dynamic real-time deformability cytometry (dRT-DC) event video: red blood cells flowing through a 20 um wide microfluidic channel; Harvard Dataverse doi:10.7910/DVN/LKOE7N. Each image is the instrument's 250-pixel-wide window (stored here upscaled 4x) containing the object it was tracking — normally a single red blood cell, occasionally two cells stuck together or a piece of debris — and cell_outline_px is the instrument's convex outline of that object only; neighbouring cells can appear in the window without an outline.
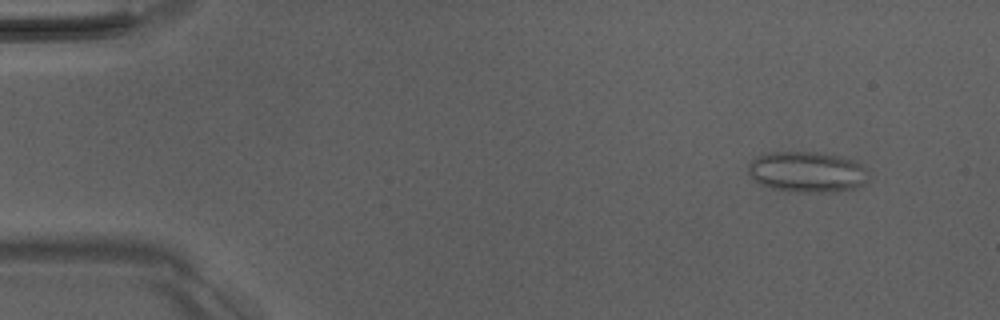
{"species": "Egyptian fruit bat (a non-hibernating species)", "species_latin": "Rousettus aegyptiacus", "temperature_condition": "room temperature", "stored_images_in_passage": 4, "camera_frame_rate_fps": 3000, "um_per_image_px": 0.085, "animal": {"sex": "male"}, "frame": {"image": 1, "passage_image": 1, "time_ms": 0.0, "image_size_px": [1000, 320], "cell_outline_px": [[868, 180], [864, 184], [856, 188], [836, 192], [788, 192], [772, 188], [760, 184], [752, 180], [748, 172], [748, 164], [756, 156], [768, 152], [816, 152], [840, 156], [864, 164], [868, 168]], "centroid_in_image_um": [68.62, 14.62], "position_along_channel_um": 16.4, "area_um2": 29.19}}